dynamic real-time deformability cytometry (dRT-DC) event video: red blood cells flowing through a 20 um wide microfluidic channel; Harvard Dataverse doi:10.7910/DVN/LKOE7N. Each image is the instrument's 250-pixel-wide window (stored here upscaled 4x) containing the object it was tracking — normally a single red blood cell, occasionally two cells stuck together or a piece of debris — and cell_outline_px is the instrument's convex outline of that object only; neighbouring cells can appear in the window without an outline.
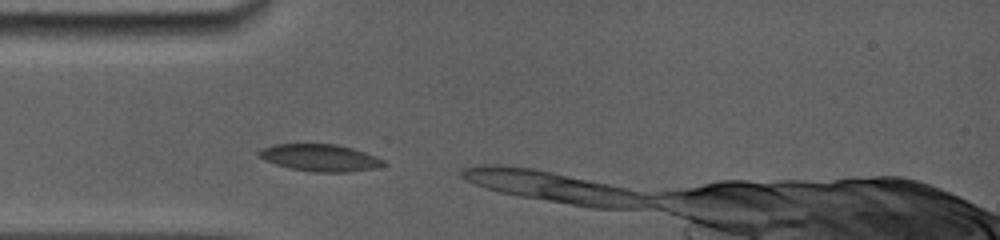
{"species": "common noctule bat (a hibernating species)", "species_latin": "Nyctalus noctula", "temperature_condition": "room temperature", "stored_images_in_passage": 8, "camera_frame_rate_fps": 5000, "um_per_image_px": 0.085, "animal": {"sex": "female", "body_mass_g": 19.0, "forearm_length_mm": 56.7}, "frame": {"image": 1, "passage_image": 1, "time_ms": 0.0, "image_size_px": [1000, 240], "cell_outline_px": [[388, 164], [376, 168], [348, 172], [312, 172], [292, 168], [276, 164], [264, 160], [256, 156], [256, 152], [260, 148], [272, 144], [336, 144], [352, 148], [376, 156], [384, 160]], "centroid_in_image_um": [27.17, 13.4], "position_along_channel_um": 57.8, "area_um2": 19.83}}
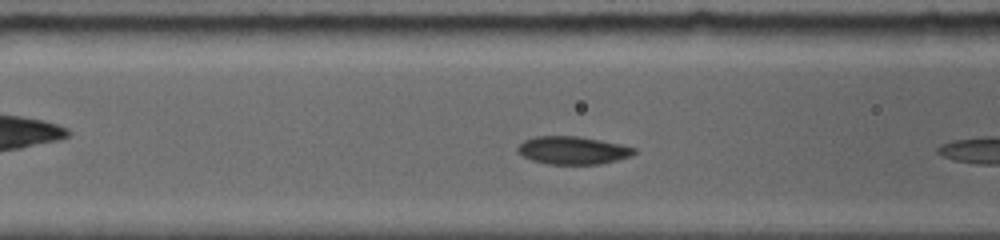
{"frame": {"image": 2, "passage_image": 7, "time_ms": 1.6, "image_size_px": [1000, 240], "cell_outline_px": [[636, 152], [632, 156], [600, 164], [548, 164], [532, 160], [516, 152], [516, 148], [524, 140], [536, 136], [580, 136], [620, 144], [636, 148]], "centroid_in_image_um": [48.68, 12.77], "position_along_channel_um": 117.9, "area_um2": 18.96}}